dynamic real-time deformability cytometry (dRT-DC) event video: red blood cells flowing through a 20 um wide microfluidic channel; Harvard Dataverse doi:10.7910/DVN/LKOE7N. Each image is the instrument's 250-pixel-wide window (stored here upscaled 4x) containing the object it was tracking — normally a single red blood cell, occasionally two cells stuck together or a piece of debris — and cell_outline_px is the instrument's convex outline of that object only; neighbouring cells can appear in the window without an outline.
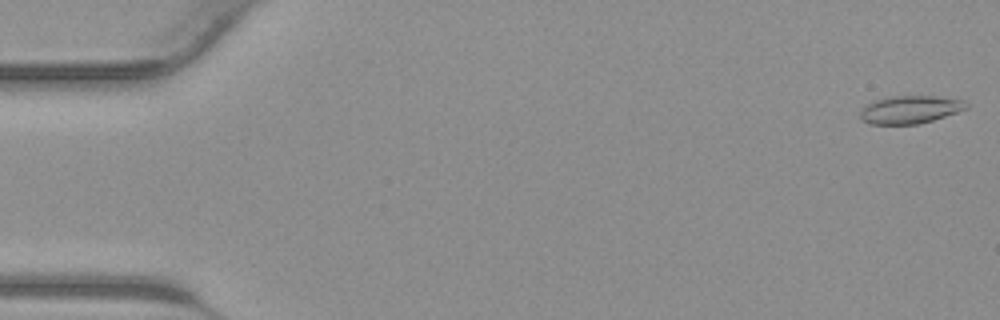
{"species": "common noctule bat (a hibernating species)", "species_latin": "Nyctalus noctula", "temperature_condition": "warm", "stored_images_in_passage": 42, "camera_frame_rate_fps": 3000, "um_per_image_px": 0.085, "animal": {"sex": "male", "body_mass_g": 23.1, "forearm_length_mm": 52.7}, "frame": {"image": 1, "passage_image": 1, "time_ms": 0.0, "image_size_px": [1000, 320], "cell_outline_px": [[968, 108], [920, 124], [868, 124], [860, 120], [860, 112], [868, 104], [876, 100], [892, 96], [936, 96], [964, 100], [968, 104]], "centroid_in_image_um": [77.35, 9.32], "position_along_channel_um": 7.6, "area_um2": 17.11}}
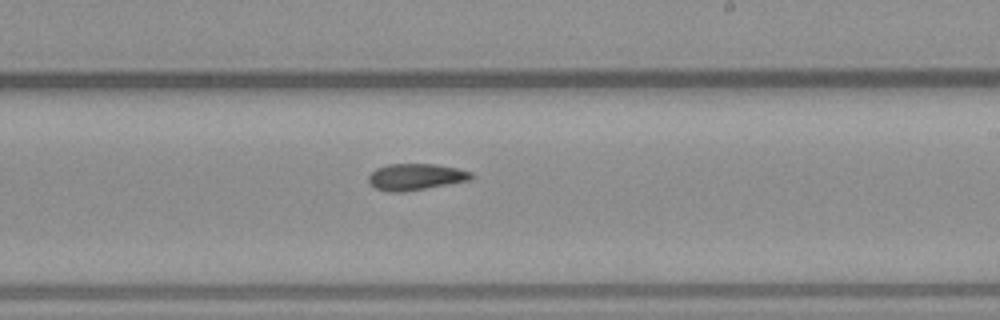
{"frame": {"image": 2, "passage_image": 25, "time_ms": 8.0, "image_size_px": [1000, 320], "cell_outline_px": [[476, 176], [472, 180], [404, 192], [388, 192], [376, 188], [368, 184], [368, 176], [376, 168], [388, 164], [436, 164], [456, 168], [472, 172]], "centroid_in_image_um": [35.35, 15.04], "position_along_channel_um": 253.7, "area_um2": 16.07}}
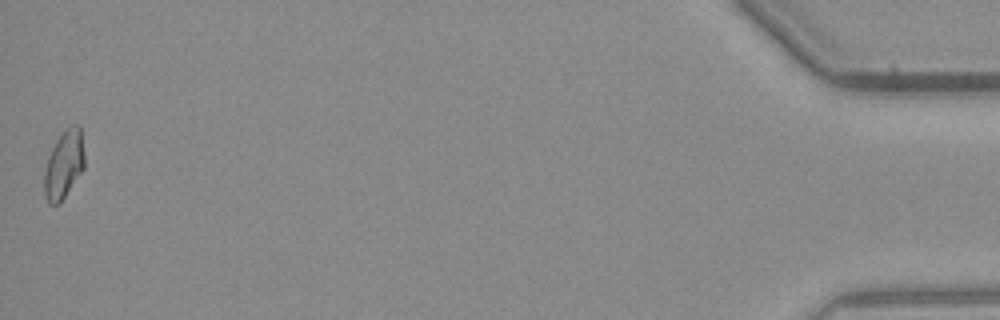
{"frame": {"image": 3, "passage_image": 42, "time_ms": 13.667, "image_size_px": [1000, 320], "cell_outline_px": [[84, 168], [60, 204], [48, 204], [44, 196], [44, 172], [48, 156], [56, 140], [68, 128], [76, 124], [80, 124], [84, 156]], "centroid_in_image_um": [5.42, 14.03], "position_along_channel_um": 429.8, "area_um2": 15.9}}